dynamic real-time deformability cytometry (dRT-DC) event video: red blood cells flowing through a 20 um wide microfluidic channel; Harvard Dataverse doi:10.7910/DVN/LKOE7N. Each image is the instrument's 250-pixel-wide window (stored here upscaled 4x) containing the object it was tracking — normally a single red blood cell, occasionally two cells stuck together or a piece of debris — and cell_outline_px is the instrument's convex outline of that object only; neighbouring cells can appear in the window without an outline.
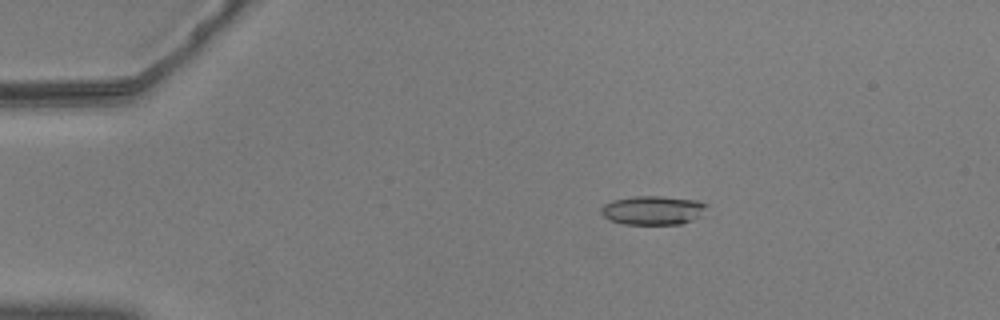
{"species": "common noctule bat (a hibernating species)", "species_latin": "Nyctalus noctula", "temperature_condition": "warm", "stored_images_in_passage": 56, "camera_frame_rate_fps": 3000, "um_per_image_px": 0.085, "animal": {"sex": "male", "body_mass_g": 20.5, "forearm_length_mm": 52.5}, "frame": {"image": 1, "passage_image": 11, "time_ms": 3.333, "image_size_px": [1000, 320], "cell_outline_px": [[708, 204], [692, 220], [680, 224], [624, 224], [612, 220], [604, 216], [600, 212], [600, 208], [604, 204], [612, 200], [632, 196], [660, 196], [696, 200]], "centroid_in_image_um": [55.43, 17.86], "position_along_channel_um": 29.6, "area_um2": 17.51}}
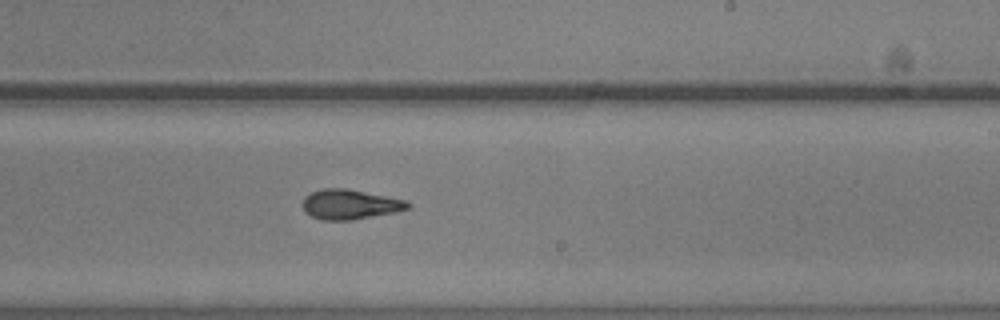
{"frame": {"image": 2, "passage_image": 35, "time_ms": 11.333, "image_size_px": [1000, 320], "cell_outline_px": [[412, 208], [396, 212], [352, 220], [320, 220], [304, 212], [304, 196], [320, 188], [344, 188], [388, 196], [408, 200], [412, 204]], "centroid_in_image_um": [29.8, 17.37], "position_along_channel_um": 259.2, "area_um2": 18.5}}
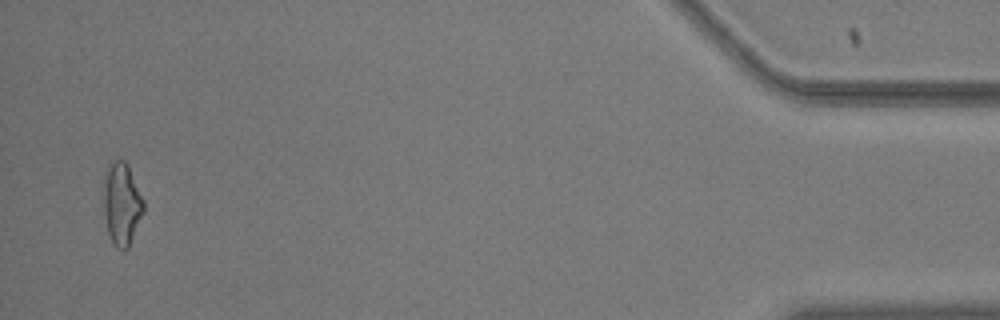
{"frame": {"image": 3, "passage_image": 55, "time_ms": 18.0, "image_size_px": [1000, 320], "cell_outline_px": [[144, 212], [128, 248], [124, 252], [116, 248], [112, 244], [108, 232], [104, 216], [104, 184], [108, 168], [116, 160], [124, 160], [128, 164], [144, 200]], "centroid_in_image_um": [10.37, 17.39], "position_along_channel_um": 424.8, "area_um2": 19.19}, "authors_computed_cell_mechanics": {"area_um2": 17.8891, "velocity_mm_per_s": 3.6699, "shape_relaxation_time_tau1_ms": 4.5096, "shape_relaxation_time_tau2_ms": 3.7629, "deformation_change_tau1": 0.1665, "deformation_change_tau2": 0.1282}}